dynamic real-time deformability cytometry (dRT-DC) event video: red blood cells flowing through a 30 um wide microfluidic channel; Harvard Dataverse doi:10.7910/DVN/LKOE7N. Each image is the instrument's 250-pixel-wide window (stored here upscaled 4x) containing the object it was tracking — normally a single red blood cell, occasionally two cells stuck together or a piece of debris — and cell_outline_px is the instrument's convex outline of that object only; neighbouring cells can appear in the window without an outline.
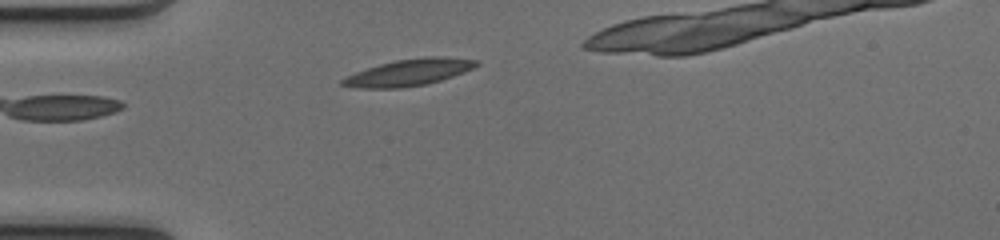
{"species": "common noctule bat (a hibernating species)", "species_latin": "Nyctalus noctula", "temperature_condition": "cold", "stored_images_in_passage": 30, "camera_frame_rate_fps": 3000, "um_per_image_px": 0.085, "animal": {"sex": "female", "body_mass_g": 17.0, "forearm_length_mm": 48.0}, "frame": {"image": 1, "passage_image": 1, "time_ms": 0.0, "image_size_px": [1000, 240], "cell_outline_px": [[480, 64], [464, 72], [428, 84], [400, 88], [356, 88], [340, 84], [340, 80], [356, 72], [380, 64], [396, 60], [428, 56], [440, 56], [480, 60]], "centroid_in_image_um": [34.78, 6.15], "position_along_channel_um": 50.2, "area_um2": 20.69}}
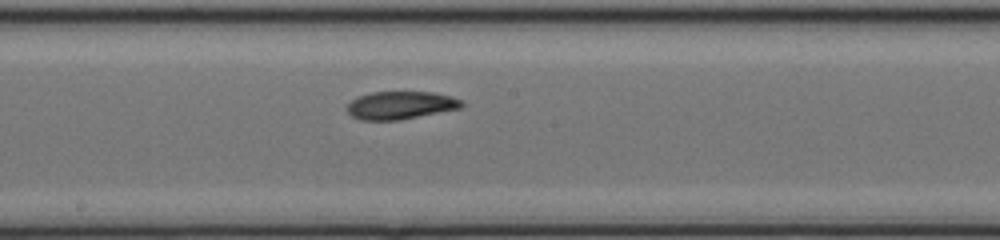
{"frame": {"image": 2, "passage_image": 14, "time_ms": 4.333, "image_size_px": [1000, 240], "cell_outline_px": [[464, 104], [460, 108], [400, 120], [360, 120], [352, 116], [348, 112], [348, 104], [356, 96], [372, 92], [432, 92], [452, 96], [464, 100]], "centroid_in_image_um": [34.06, 8.94], "position_along_channel_um": 214.1, "area_um2": 18.67}}
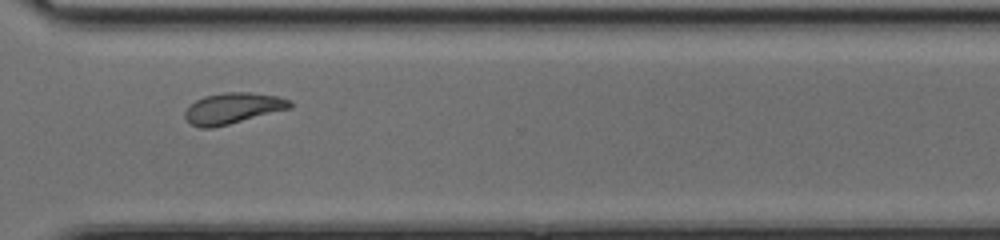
{"frame": {"image": 3, "passage_image": 24, "time_ms": 7.667, "image_size_px": [1000, 240], "cell_outline_px": [[292, 108], [212, 128], [200, 128], [192, 124], [184, 116], [184, 112], [196, 100], [204, 96], [224, 92], [248, 92], [276, 96], [292, 100]], "centroid_in_image_um": [19.81, 9.2], "position_along_channel_um": 350.8, "area_um2": 18.79}}